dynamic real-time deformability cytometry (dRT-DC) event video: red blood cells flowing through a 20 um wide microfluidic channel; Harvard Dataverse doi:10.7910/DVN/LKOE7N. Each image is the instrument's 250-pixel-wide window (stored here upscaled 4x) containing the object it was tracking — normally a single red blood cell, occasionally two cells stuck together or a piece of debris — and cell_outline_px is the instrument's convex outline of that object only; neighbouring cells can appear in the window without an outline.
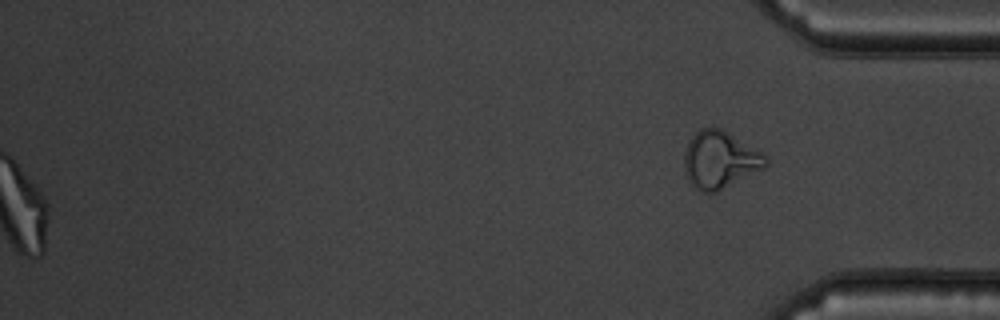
{"species": "common noctule bat (a hibernating species)", "species_latin": "Nyctalus noctula", "temperature_condition": "warm", "stored_images_in_passage": 48, "segment_of_instrument_passage": [2, 2], "camera_frame_rate_fps": 3000, "um_per_image_px": 0.085, "animal": {"sex": "male", "body_mass_g": 19.5, "forearm_length_mm": 54.6}, "frame": {"image": 1, "passage_image": 48, "time_ms": 15.667, "image_size_px": [1000, 320], "cell_outline_px": [[768, 164], [764, 168], [716, 192], [700, 192], [688, 180], [684, 172], [684, 152], [692, 136], [700, 128], [724, 128], [760, 152], [768, 160]], "centroid_in_image_um": [61.17, 13.58], "position_along_channel_um": 374.0, "area_um2": 27.05}}